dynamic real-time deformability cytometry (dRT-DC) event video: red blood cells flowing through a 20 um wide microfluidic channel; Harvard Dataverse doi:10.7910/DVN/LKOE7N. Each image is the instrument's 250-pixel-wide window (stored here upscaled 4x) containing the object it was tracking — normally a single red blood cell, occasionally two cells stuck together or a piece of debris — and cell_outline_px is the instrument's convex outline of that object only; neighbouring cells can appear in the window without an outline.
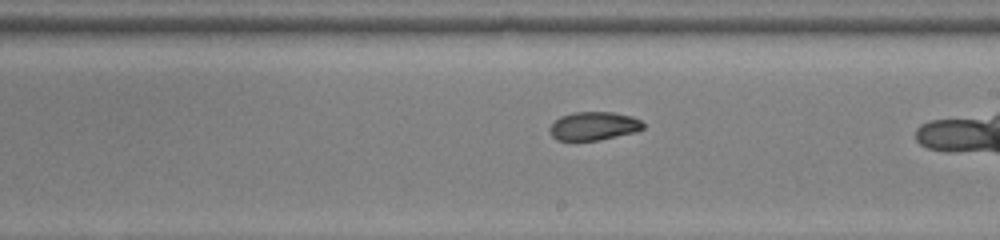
{"species": "common noctule bat (a hibernating species)", "species_latin": "Nyctalus noctula", "temperature_condition": "room temperature", "stored_images_in_passage": 27, "camera_frame_rate_fps": 3000, "um_per_image_px": 0.085, "animal": {"sex": "female", "body_mass_g": 22.0, "forearm_length_mm": 56.7}, "frame": {"image": 1, "passage_image": 16, "time_ms": 5.0, "image_size_px": [1000, 240], "cell_outline_px": [[644, 128], [636, 132], [600, 140], [556, 140], [552, 136], [548, 128], [560, 116], [572, 112], [612, 112], [632, 116], [640, 120], [644, 124]], "centroid_in_image_um": [50.47, 10.71], "position_along_channel_um": 238.5, "area_um2": 15.55}}